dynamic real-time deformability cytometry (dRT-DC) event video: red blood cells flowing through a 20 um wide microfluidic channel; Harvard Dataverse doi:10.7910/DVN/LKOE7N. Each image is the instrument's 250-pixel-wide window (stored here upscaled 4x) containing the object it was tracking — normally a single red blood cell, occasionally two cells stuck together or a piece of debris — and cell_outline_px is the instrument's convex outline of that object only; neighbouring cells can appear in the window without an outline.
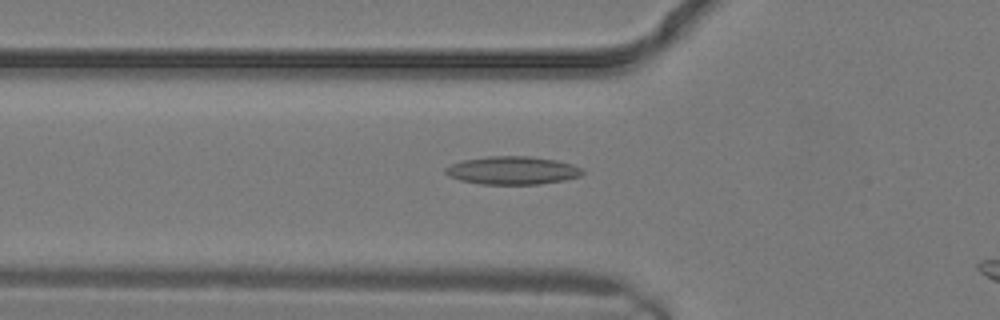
{"species": "common noctule bat (a hibernating species)", "species_latin": "Nyctalus noctula", "temperature_condition": "warm", "stored_images_in_passage": 17, "camera_frame_rate_fps": 3000, "um_per_image_px": 0.085, "animal": {"sex": "male", "body_mass_g": 19.2, "forearm_length_mm": 51.8}, "frame": {"image": 1, "passage_image": 10, "time_ms": 3.0, "image_size_px": [1000, 320], "cell_outline_px": [[584, 172], [580, 176], [564, 180], [540, 184], [480, 184], [460, 180], [448, 176], [444, 172], [444, 168], [452, 164], [464, 160], [488, 156], [528, 156], [556, 160], [572, 164], [580, 168]], "centroid_in_image_um": [43.54, 14.49], "position_along_channel_um": 82.3, "area_um2": 22.37}}
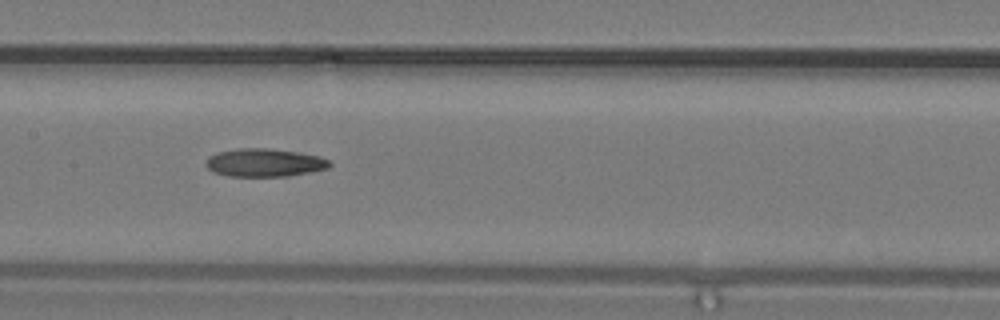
{"frame": {"image": 2, "passage_image": 14, "time_ms": 4.333, "image_size_px": [1000, 320], "cell_outline_px": [[332, 164], [328, 168], [288, 176], [228, 176], [216, 172], [208, 168], [204, 164], [208, 156], [216, 152], [236, 148], [272, 148], [320, 156], [328, 160]], "centroid_in_image_um": [22.45, 13.81], "position_along_channel_um": 185.0, "area_um2": 20.29}}
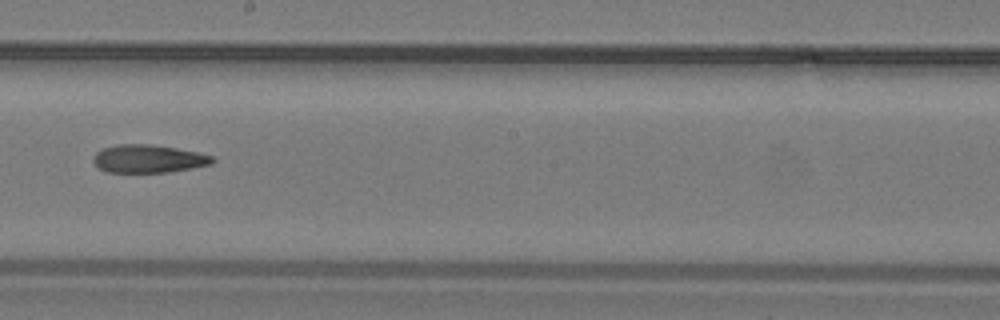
{"frame": {"image": 3, "passage_image": 16, "time_ms": 5.0, "image_size_px": [1000, 320], "cell_outline_px": [[216, 160], [212, 164], [192, 168], [168, 172], [108, 172], [100, 168], [92, 160], [92, 156], [96, 152], [104, 148], [120, 144], [148, 144], [176, 148], [196, 152], [212, 156]], "centroid_in_image_um": [12.62, 13.49], "position_along_channel_um": 235.6, "area_um2": 19.31}}